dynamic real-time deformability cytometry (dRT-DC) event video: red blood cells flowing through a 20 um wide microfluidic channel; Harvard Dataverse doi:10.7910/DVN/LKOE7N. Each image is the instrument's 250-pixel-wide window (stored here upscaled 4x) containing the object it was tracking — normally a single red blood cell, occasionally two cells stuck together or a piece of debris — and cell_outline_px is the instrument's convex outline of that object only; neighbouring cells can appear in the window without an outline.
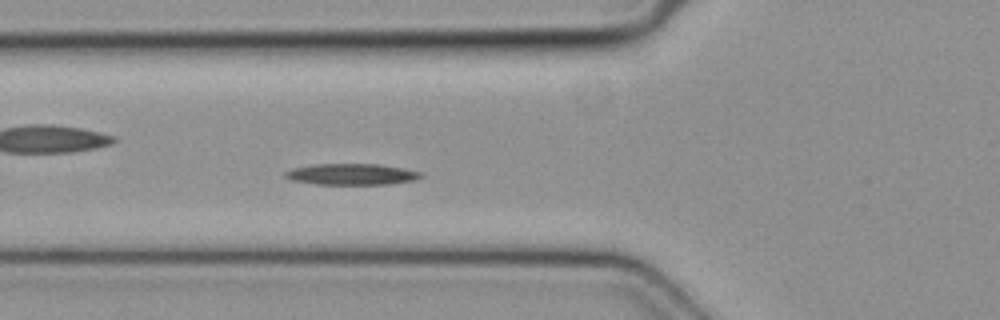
{"species": "common noctule bat (a hibernating species)", "species_latin": "Nyctalus noctula", "temperature_condition": "cold", "stored_images_in_passage": 44, "camera_frame_rate_fps": 3000, "um_per_image_px": 0.085, "animal": {"sex": "female", "body_mass_g": 19.3, "forearm_length_mm": 54.1}, "frame": {"image": 1, "passage_image": 13, "time_ms": 4.0, "image_size_px": [1000, 320], "cell_outline_px": [[424, 176], [416, 180], [388, 184], [316, 184], [292, 180], [284, 176], [284, 172], [292, 168], [312, 164], [380, 164], [404, 168], [424, 172]], "centroid_in_image_um": [29.93, 14.8], "position_along_channel_um": 95.9, "area_um2": 16.94}}
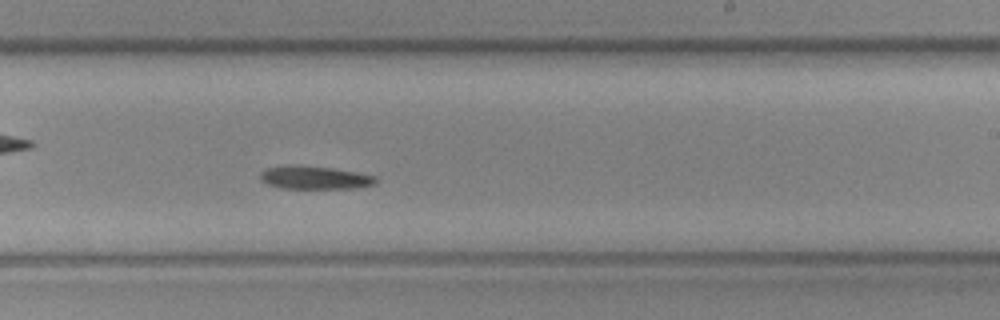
{"frame": {"image": 2, "passage_image": 25, "time_ms": 8.0, "image_size_px": [1000, 320], "cell_outline_px": [[376, 184], [356, 188], [280, 188], [268, 184], [260, 180], [260, 172], [268, 168], [332, 168], [356, 172], [376, 176]], "centroid_in_image_um": [26.83, 15.15], "position_along_channel_um": 262.2, "area_um2": 14.62}}
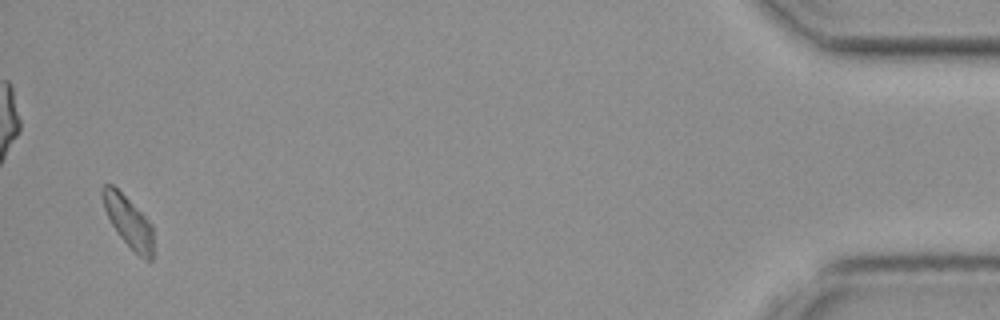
{"frame": {"image": 3, "passage_image": 43, "time_ms": 14.0, "image_size_px": [1000, 320], "cell_outline_px": [[152, 260], [148, 260], [140, 256], [120, 236], [112, 224], [104, 208], [100, 192], [100, 188], [104, 184], [112, 184], [152, 224]], "centroid_in_image_um": [10.88, 18.79], "position_along_channel_um": 424.3, "area_um2": 14.57}}